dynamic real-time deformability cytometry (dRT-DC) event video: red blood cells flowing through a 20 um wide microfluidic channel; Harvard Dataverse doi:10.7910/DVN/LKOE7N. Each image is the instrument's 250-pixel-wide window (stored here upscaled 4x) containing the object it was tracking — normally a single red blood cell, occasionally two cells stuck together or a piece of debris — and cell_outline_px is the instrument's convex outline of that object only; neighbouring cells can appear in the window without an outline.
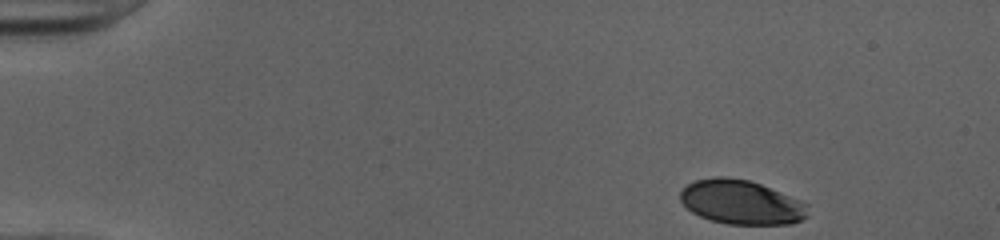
{"species": "human", "species_latin": "Homo sapiens", "temperature_condition": "cold", "stored_images_in_passage": 40, "camera_frame_rate_fps": 3000, "um_per_image_px": 0.085, "donor": {"sex": "female"}, "frame": {"image": 1, "passage_image": 1, "time_ms": 0.0, "image_size_px": [1000, 240], "cell_outline_px": [[808, 216], [792, 224], [728, 224], [712, 220], [700, 216], [692, 212], [680, 200], [680, 192], [688, 184], [696, 180], [716, 176], [724, 176], [748, 180], [760, 184], [800, 200], [808, 204]], "centroid_in_image_um": [63.02, 17.19], "position_along_channel_um": 22.0, "area_um2": 32.71}}
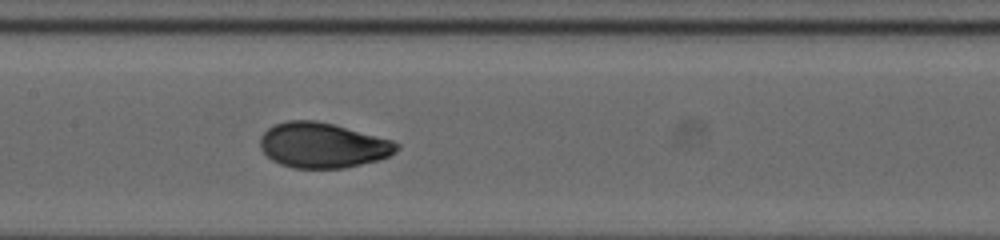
{"frame": {"image": 2, "passage_image": 21, "time_ms": 6.667, "image_size_px": [1000, 240], "cell_outline_px": [[400, 148], [396, 152], [388, 156], [376, 160], [344, 168], [292, 168], [280, 164], [272, 160], [260, 148], [260, 136], [268, 128], [276, 124], [288, 120], [316, 120], [336, 124], [392, 140], [400, 144]], "centroid_in_image_um": [27.43, 12.34], "position_along_channel_um": 180.0, "area_um2": 36.07}}
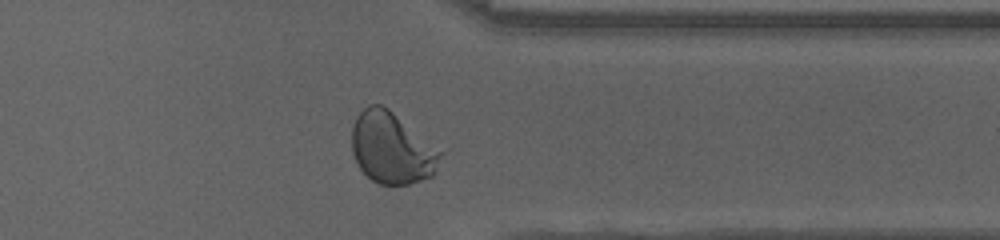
{"frame": {"image": 3, "passage_image": 36, "time_ms": 11.667, "image_size_px": [1000, 240], "cell_outline_px": [[444, 152], [432, 176], [408, 184], [380, 184], [372, 180], [360, 168], [352, 152], [352, 128], [356, 116], [368, 104], [380, 104], [388, 108]], "centroid_in_image_um": [33.3, 12.57], "position_along_channel_um": 378.1, "area_um2": 36.7}, "authors_computed_cell_mechanics": {"area_um2": 35.3158, "velocity_mm_per_s": 4.0058, "shape_relaxation_time_tau1_ms": 4.6607, "shape_relaxation_time_tau2_ms": null, "deformation_change_tau1": 0.1799, "deformation_change_tau2": null}}